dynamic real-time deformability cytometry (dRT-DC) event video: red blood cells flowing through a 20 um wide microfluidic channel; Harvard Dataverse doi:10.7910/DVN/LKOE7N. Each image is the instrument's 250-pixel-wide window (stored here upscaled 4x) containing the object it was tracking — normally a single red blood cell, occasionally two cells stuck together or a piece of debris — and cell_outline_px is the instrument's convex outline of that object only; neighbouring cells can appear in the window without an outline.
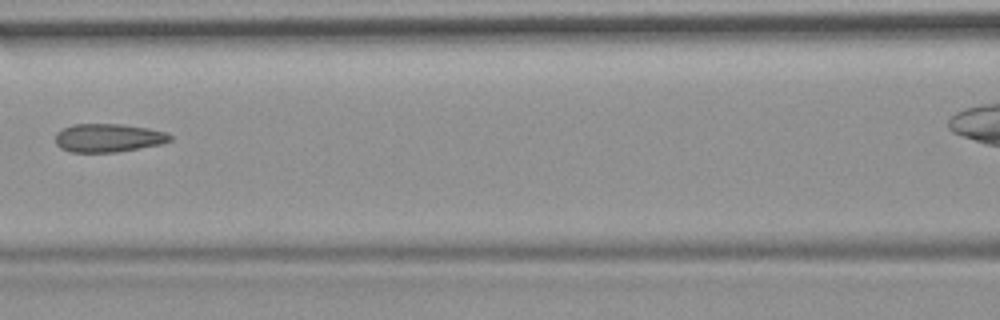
{"species": "common noctule bat (a hibernating species)", "species_latin": "Nyctalus noctula", "temperature_condition": "room temperature", "stored_images_in_passage": 14, "camera_frame_rate_fps": 3000, "um_per_image_px": 0.085, "animal": {"sex": "female", "body_mass_g": 19.9}, "frame": {"image": 1, "passage_image": 7, "time_ms": 2.0, "image_size_px": [1000, 320], "cell_outline_px": [[172, 140], [160, 144], [116, 152], [72, 152], [60, 148], [56, 144], [56, 132], [72, 124], [120, 124], [148, 128], [168, 132], [172, 136]], "centroid_in_image_um": [9.21, 11.71], "position_along_channel_um": 157.4, "area_um2": 18.96}}
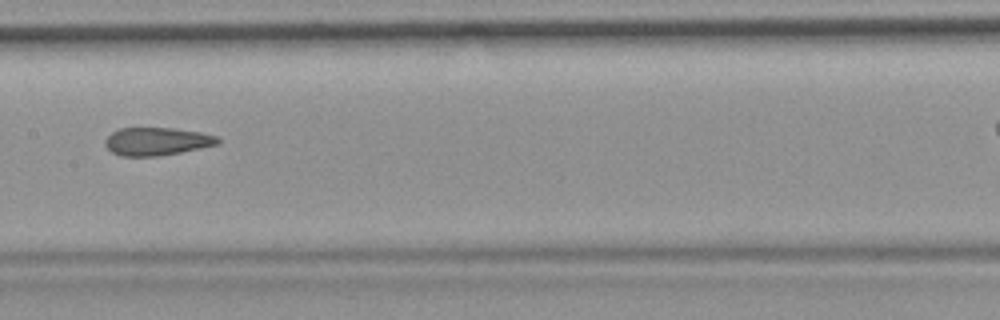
{"frame": {"image": 2, "passage_image": 8, "time_ms": 2.333, "image_size_px": [1000, 320], "cell_outline_px": [[220, 140], [216, 144], [200, 148], [180, 152], [156, 156], [120, 156], [112, 152], [104, 144], [104, 140], [112, 132], [120, 128], [172, 128], [200, 132], [216, 136]], "centroid_in_image_um": [13.28, 12.02], "position_along_channel_um": 194.1, "area_um2": 18.15}}
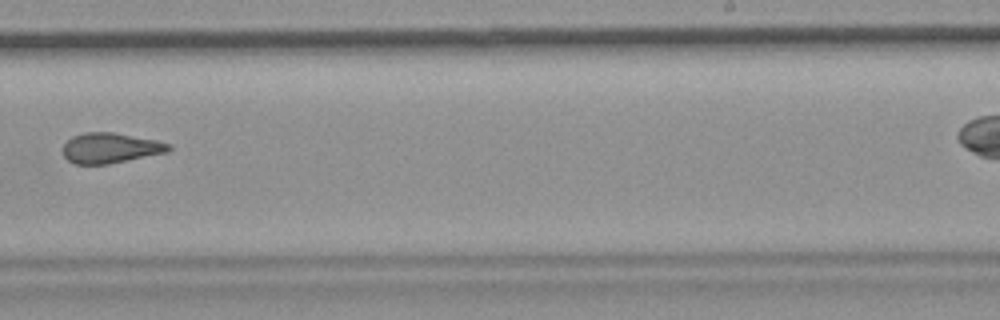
{"frame": {"image": 3, "passage_image": 10, "time_ms": 3.0, "image_size_px": [1000, 320], "cell_outline_px": [[172, 148], [168, 152], [108, 164], [72, 164], [64, 156], [64, 144], [72, 136], [84, 132], [112, 132], [156, 140], [172, 144]], "centroid_in_image_um": [9.39, 12.58], "position_along_channel_um": 279.6, "area_um2": 18.67}}